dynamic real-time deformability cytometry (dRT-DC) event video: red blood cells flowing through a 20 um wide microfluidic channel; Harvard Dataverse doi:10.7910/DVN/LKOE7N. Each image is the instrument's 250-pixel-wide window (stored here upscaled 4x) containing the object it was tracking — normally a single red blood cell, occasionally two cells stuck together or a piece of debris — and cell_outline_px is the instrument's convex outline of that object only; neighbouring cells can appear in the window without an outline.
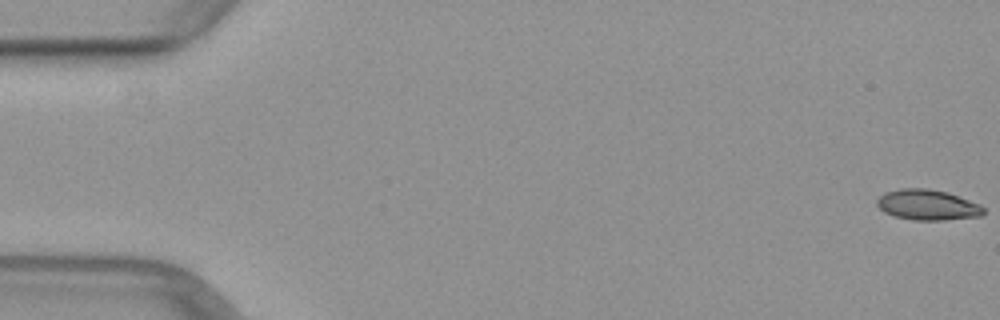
{"species": "common noctule bat (a hibernating species)", "species_latin": "Nyctalus noctula", "temperature_condition": "warm", "stored_images_in_passage": 41, "camera_frame_rate_fps": 3000, "um_per_image_px": 0.085, "animal": {"sex": "female", "body_mass_g": 29.2, "forearm_length_mm": 56.3}, "frame": {"image": 1, "passage_image": 1, "time_ms": 0.0, "image_size_px": [1000, 320], "cell_outline_px": [[984, 212], [980, 216], [944, 220], [912, 220], [896, 216], [884, 212], [876, 204], [876, 200], [884, 192], [900, 188], [928, 188], [948, 192], [980, 204], [984, 208]], "centroid_in_image_um": [78.83, 17.4], "position_along_channel_um": 6.2, "area_um2": 19.02}}
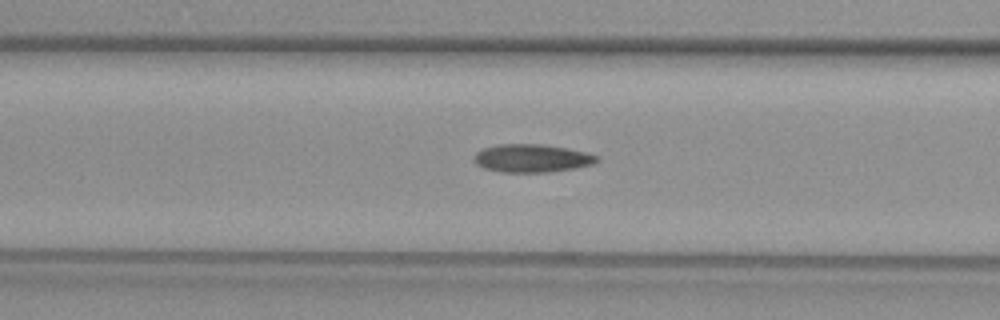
{"frame": {"image": 2, "passage_image": 21, "time_ms": 6.667, "image_size_px": [1000, 320], "cell_outline_px": [[600, 160], [596, 164], [576, 168], [548, 172], [500, 172], [484, 168], [476, 164], [476, 152], [484, 148], [500, 144], [540, 144], [568, 148], [588, 152], [600, 156]], "centroid_in_image_um": [45.3, 13.45], "position_along_channel_um": 121.3, "area_um2": 20.23}}
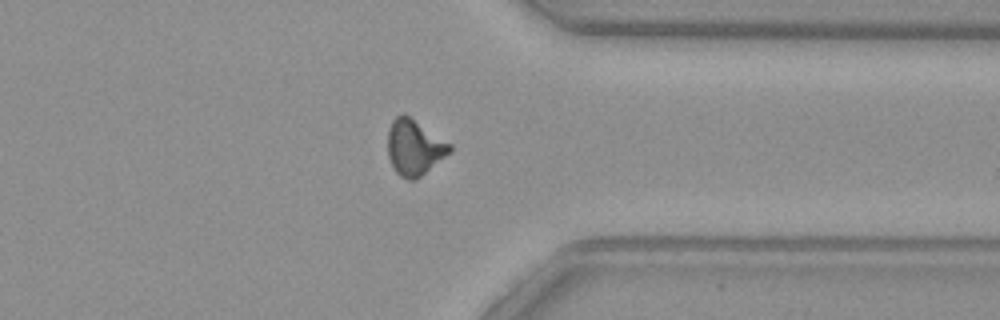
{"frame": {"image": 3, "passage_image": 40, "time_ms": 13.0, "image_size_px": [1000, 320], "cell_outline_px": [[452, 152], [416, 180], [408, 180], [400, 176], [396, 172], [388, 156], [388, 128], [392, 120], [396, 116], [404, 112], [452, 144]], "centroid_in_image_um": [35.23, 12.52], "position_along_channel_um": 376.2, "area_um2": 20.4}}